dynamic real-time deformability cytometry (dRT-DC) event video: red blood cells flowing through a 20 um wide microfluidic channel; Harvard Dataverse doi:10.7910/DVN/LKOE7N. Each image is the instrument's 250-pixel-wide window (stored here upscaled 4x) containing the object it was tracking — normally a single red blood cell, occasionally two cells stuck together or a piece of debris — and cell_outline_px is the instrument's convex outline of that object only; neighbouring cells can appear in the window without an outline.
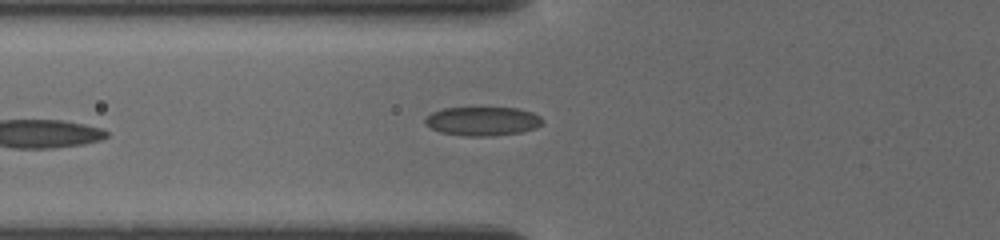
{"species": "common noctule bat (a hibernating species)", "species_latin": "Nyctalus noctula", "temperature_condition": "cold", "stored_images_in_passage": 15, "camera_frame_rate_fps": 3000, "um_per_image_px": 0.085, "animal": {"sex": "female", "body_mass_g": 19.5, "forearm_length_mm": 54.1}, "frame": {"image": 1, "passage_image": 15, "time_ms": 7.333, "image_size_px": [1000, 240], "cell_outline_px": [[544, 120], [536, 128], [520, 132], [492, 136], [464, 136], [440, 132], [424, 124], [424, 120], [432, 112], [444, 108], [516, 108], [532, 112], [540, 116]], "centroid_in_image_um": [41.01, 10.3], "position_along_channel_um": 84.8, "area_um2": 19.71}}